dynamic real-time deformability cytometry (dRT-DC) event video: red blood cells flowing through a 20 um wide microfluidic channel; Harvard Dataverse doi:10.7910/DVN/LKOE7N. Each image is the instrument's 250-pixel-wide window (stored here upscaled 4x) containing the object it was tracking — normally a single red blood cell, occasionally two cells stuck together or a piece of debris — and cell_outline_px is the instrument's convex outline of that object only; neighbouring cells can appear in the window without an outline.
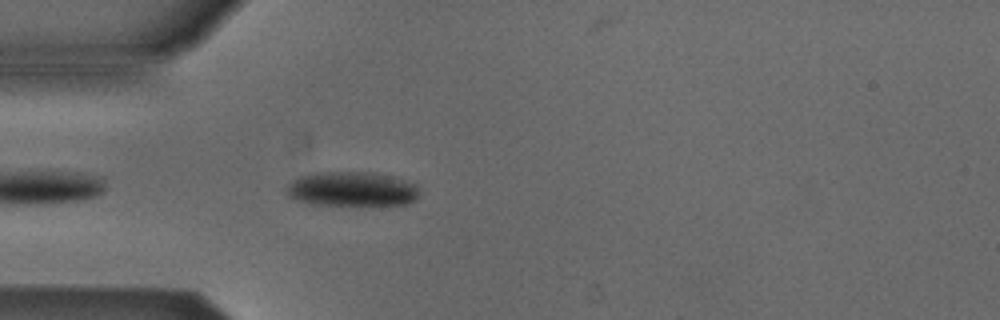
{"species": "Egyptian fruit bat (a non-hibernating species)", "species_latin": "Rousettus aegyptiacus", "temperature_condition": "cold", "stored_images_in_passage": 26, "camera_frame_rate_fps": 3000, "um_per_image_px": 0.085, "animal": {"sex": "male"}, "frame": {"image": 1, "passage_image": 3, "time_ms": 0.667, "image_size_px": [1000, 320], "cell_outline_px": [[416, 196], [408, 204], [308, 204], [296, 200], [288, 196], [284, 188], [292, 180], [300, 176], [316, 172], [372, 172], [392, 176], [416, 184]], "centroid_in_image_um": [29.82, 16.05], "position_along_channel_um": 55.2, "area_um2": 26.47}}
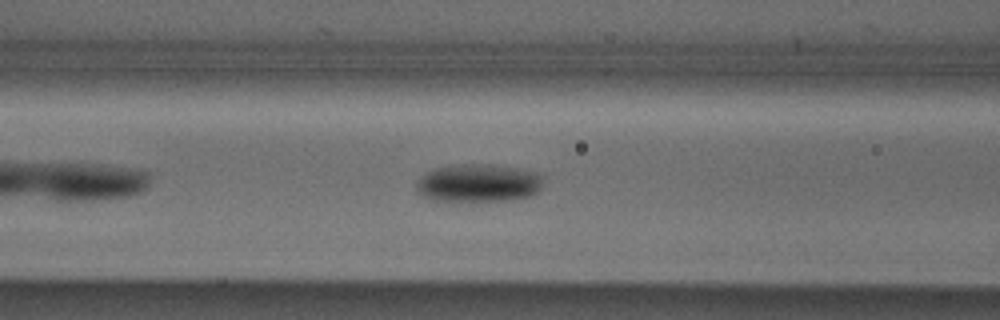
{"frame": {"image": 2, "passage_image": 9, "time_ms": 2.667, "image_size_px": [1000, 320], "cell_outline_px": [[544, 176], [540, 188], [536, 192], [528, 196], [512, 200], [448, 204], [432, 200], [416, 192], [416, 180], [420, 176], [436, 168], [460, 164], [492, 164], [544, 172]], "centroid_in_image_um": [40.65, 15.6], "position_along_channel_um": 125.9, "area_um2": 29.42}}
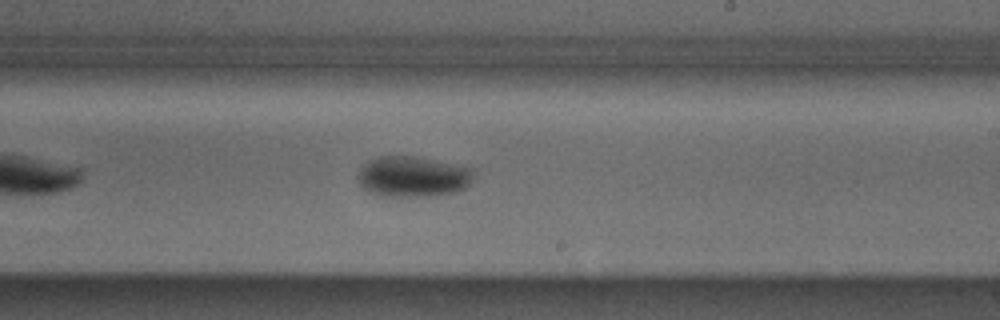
{"frame": {"image": 3, "passage_image": 19, "time_ms": 6.0, "image_size_px": [1000, 320], "cell_outline_px": [[476, 172], [472, 180], [464, 188], [456, 192], [428, 196], [384, 196], [372, 192], [364, 188], [360, 184], [356, 176], [360, 168], [368, 160], [376, 156], [412, 156], [436, 160], [476, 168]], "centroid_in_image_um": [35.12, 14.99], "position_along_channel_um": 253.9, "area_um2": 27.69}}